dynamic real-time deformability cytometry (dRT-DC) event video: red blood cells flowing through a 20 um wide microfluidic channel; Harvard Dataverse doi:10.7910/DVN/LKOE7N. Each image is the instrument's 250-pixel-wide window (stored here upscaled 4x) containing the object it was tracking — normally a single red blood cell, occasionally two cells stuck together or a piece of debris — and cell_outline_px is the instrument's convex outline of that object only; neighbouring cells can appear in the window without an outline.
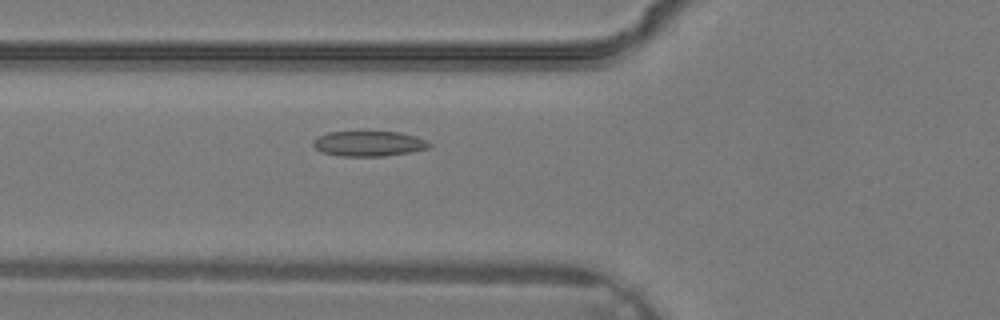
{"species": "common noctule bat (a hibernating species)", "species_latin": "Nyctalus noctula", "temperature_condition": "warm", "stored_images_in_passage": 27, "camera_frame_rate_fps": 3000, "um_per_image_px": 0.085, "animal": {"sex": "male", "body_mass_g": 19.2, "forearm_length_mm": 51.8}, "frame": {"image": 1, "passage_image": 4, "time_ms": 1.0, "image_size_px": [1000, 320], "cell_outline_px": [[432, 148], [384, 156], [340, 156], [324, 152], [316, 148], [312, 144], [312, 140], [328, 132], [400, 132], [416, 136], [428, 140], [432, 144]], "centroid_in_image_um": [31.41, 12.2], "position_along_channel_um": 94.4, "area_um2": 17.05}}
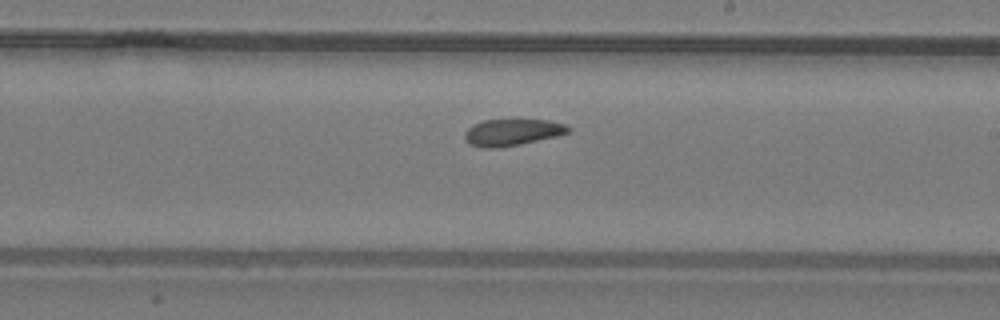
{"frame": {"image": 2, "passage_image": 12, "time_ms": 3.667, "image_size_px": [1000, 320], "cell_outline_px": [[572, 132], [556, 136], [520, 144], [496, 148], [484, 148], [468, 144], [464, 136], [464, 132], [472, 124], [484, 120], [548, 120], [568, 124], [572, 128]], "centroid_in_image_um": [43.56, 11.24], "position_along_channel_um": 245.4, "area_um2": 16.24}}
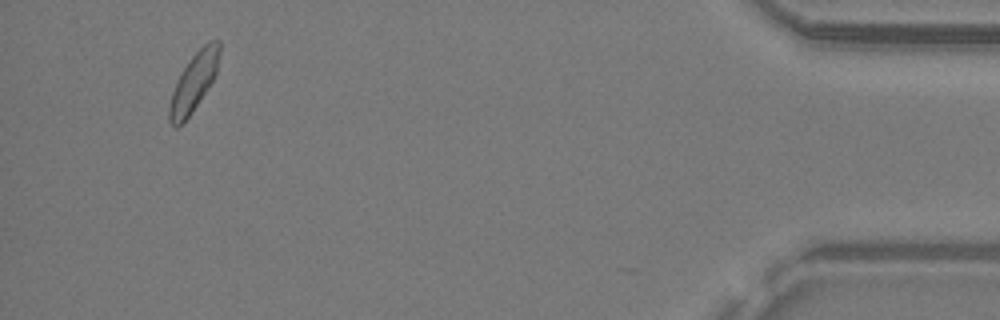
{"frame": {"image": 3, "passage_image": 25, "time_ms": 8.0, "image_size_px": [1000, 320], "cell_outline_px": [[220, 52], [216, 72], [208, 88], [188, 116], [176, 128], [168, 120], [168, 108], [172, 92], [184, 68], [192, 56], [208, 40], [220, 40]], "centroid_in_image_um": [16.47, 6.96], "position_along_channel_um": 418.7, "area_um2": 16.47}}